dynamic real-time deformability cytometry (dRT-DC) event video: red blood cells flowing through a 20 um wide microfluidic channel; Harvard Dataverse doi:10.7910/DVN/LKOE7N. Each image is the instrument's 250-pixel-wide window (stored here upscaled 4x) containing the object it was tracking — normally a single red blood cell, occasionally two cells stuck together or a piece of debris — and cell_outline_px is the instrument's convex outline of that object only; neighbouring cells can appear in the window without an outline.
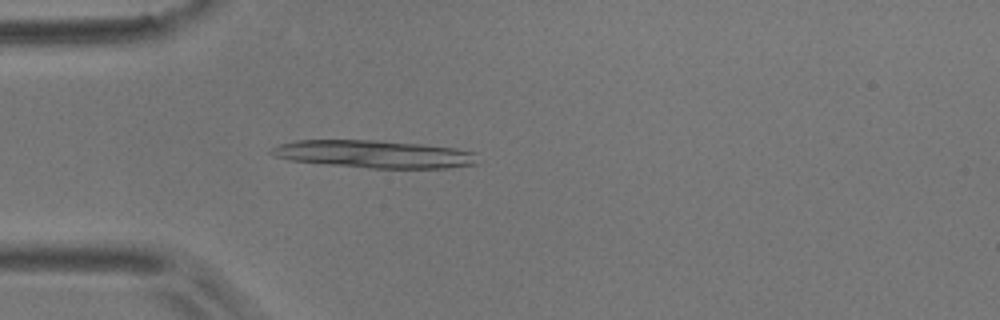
{"species": "common noctule bat (a hibernating species)", "species_latin": "Nyctalus noctula", "temperature_condition": "room temperature", "stored_images_in_passage": 3, "camera_frame_rate_fps": 3000, "um_per_image_px": 0.085, "animal": {"sex": "male", "body_mass_g": 17.9}, "frame": {"image": 1, "passage_image": 3, "time_ms": 2.333, "image_size_px": [1000, 320], "cell_outline_px": [[476, 164], [448, 168], [368, 168], [288, 160], [276, 156], [268, 152], [272, 148], [280, 144], [296, 140], [376, 140], [424, 144], [456, 148], [476, 152]], "centroid_in_image_um": [31.82, 13.09], "position_along_channel_um": 53.2, "area_um2": 33.29}}